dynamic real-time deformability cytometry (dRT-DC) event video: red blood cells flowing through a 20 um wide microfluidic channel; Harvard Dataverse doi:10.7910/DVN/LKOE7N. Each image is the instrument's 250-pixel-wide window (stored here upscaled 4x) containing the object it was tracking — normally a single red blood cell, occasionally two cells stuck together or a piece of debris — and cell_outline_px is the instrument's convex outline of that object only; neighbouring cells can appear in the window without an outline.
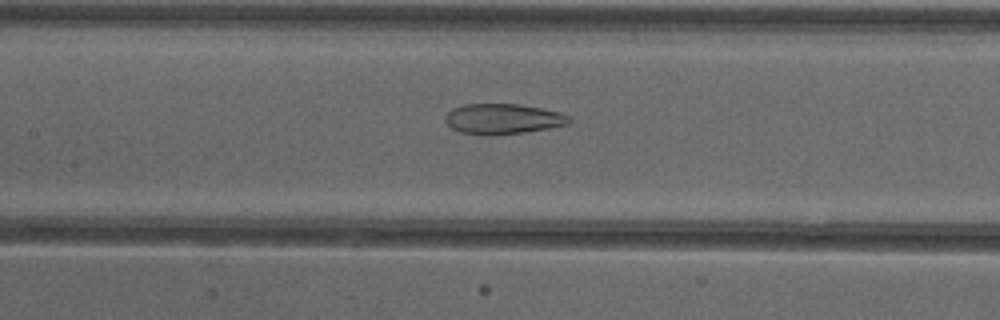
{"species": "common noctule bat (a hibernating species)", "species_latin": "Nyctalus noctula", "temperature_condition": "cold", "stored_images_in_passage": 53, "camera_frame_rate_fps": 3000, "um_per_image_px": 0.085, "animal": {"sex": "female"}, "frame": {"image": 1, "passage_image": 25, "time_ms": 8.0, "image_size_px": [1000, 320], "cell_outline_px": [[572, 120], [568, 124], [548, 128], [524, 132], [484, 136], [460, 132], [452, 128], [444, 120], [444, 116], [452, 108], [464, 104], [520, 104], [560, 112], [568, 116]], "centroid_in_image_um": [42.71, 10.11], "position_along_channel_um": 164.7, "area_um2": 21.96}}
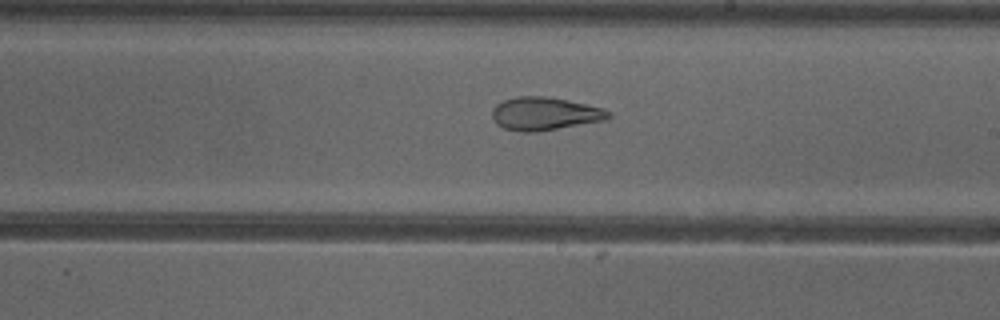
{"frame": {"image": 2, "passage_image": 31, "time_ms": 10.0, "image_size_px": [1000, 320], "cell_outline_px": [[612, 116], [604, 120], [536, 132], [520, 132], [504, 128], [496, 124], [492, 116], [492, 108], [496, 104], [504, 100], [516, 96], [548, 96], [568, 100], [604, 108], [612, 112]], "centroid_in_image_um": [46.29, 9.65], "position_along_channel_um": 242.7, "area_um2": 22.54}}
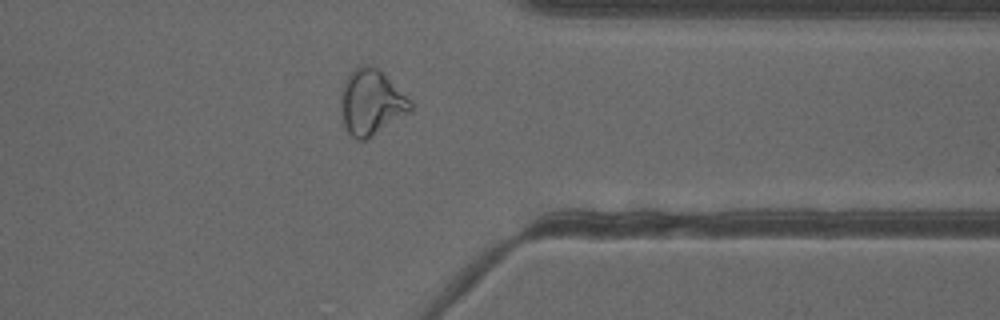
{"frame": {"image": 3, "passage_image": 42, "time_ms": 13.667, "image_size_px": [1000, 320], "cell_outline_px": [[412, 112], [368, 140], [356, 140], [344, 128], [340, 112], [340, 92], [344, 80], [360, 64], [368, 64], [376, 68], [412, 100]], "centroid_in_image_um": [31.54, 8.75], "position_along_channel_um": 379.9, "area_um2": 27.11}, "authors_computed_cell_mechanics": {"area_um2": 27.8018, "velocity_mm_per_s": 3.9093, "shape_relaxation_time_tau1_ms": null, "shape_relaxation_time_tau2_ms": 1.8155, "deformation_change_tau1": null, "deformation_change_tau2": 0.0917}}